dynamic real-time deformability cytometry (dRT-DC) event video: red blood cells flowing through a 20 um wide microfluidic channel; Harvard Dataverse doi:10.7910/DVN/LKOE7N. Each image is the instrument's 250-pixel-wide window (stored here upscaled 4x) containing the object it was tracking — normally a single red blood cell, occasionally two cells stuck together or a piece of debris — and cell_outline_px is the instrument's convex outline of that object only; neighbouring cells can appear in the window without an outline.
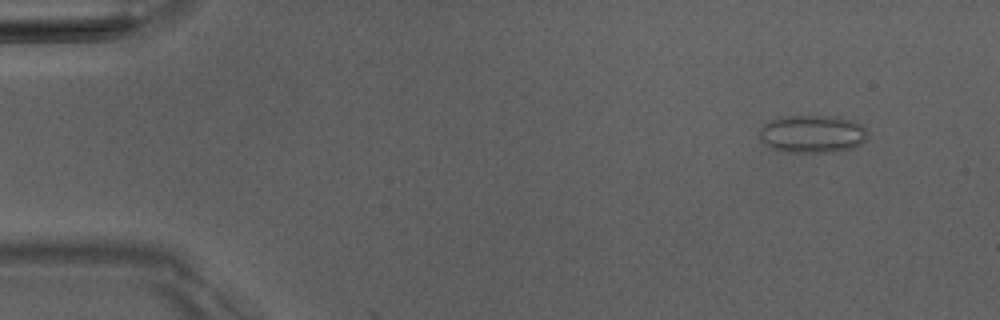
{"species": "Egyptian fruit bat (a non-hibernating species)", "species_latin": "Rousettus aegyptiacus", "temperature_condition": "room temperature", "stored_images_in_passage": 3, "camera_frame_rate_fps": 3000, "um_per_image_px": 0.085, "animal": {"sex": "male"}, "frame": {"image": 1, "passage_image": 2, "time_ms": 1.333, "image_size_px": [1000, 320], "cell_outline_px": [[868, 136], [860, 144], [852, 148], [828, 152], [784, 152], [772, 148], [760, 140], [760, 128], [764, 124], [772, 120], [788, 116], [836, 116], [852, 120], [860, 124], [868, 132]], "centroid_in_image_um": [69.06, 11.38], "position_along_channel_um": 15.9, "area_um2": 23.7}}